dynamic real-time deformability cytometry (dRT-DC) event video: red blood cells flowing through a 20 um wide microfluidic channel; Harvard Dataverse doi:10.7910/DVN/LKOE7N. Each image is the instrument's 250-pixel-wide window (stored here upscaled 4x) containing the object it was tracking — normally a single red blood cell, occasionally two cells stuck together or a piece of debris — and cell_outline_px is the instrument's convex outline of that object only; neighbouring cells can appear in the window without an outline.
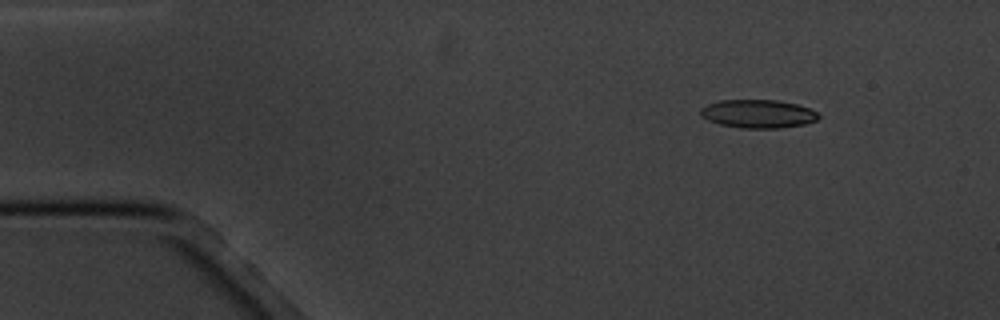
{"species": "common noctule bat (a hibernating species)", "species_latin": "Nyctalus noctula", "temperature_condition": "cold", "stored_images_in_passage": 5, "segment_of_instrument_passage": [1, 2], "camera_frame_rate_fps": 3000, "um_per_image_px": 0.085, "animal": {"sex": "male", "body_mass_g": 20.1, "forearm_length_mm": 53.5}, "frame": {"image": 1, "passage_image": 2, "time_ms": 1.333, "image_size_px": [1000, 320], "cell_outline_px": [[820, 116], [816, 120], [804, 124], [780, 128], [740, 128], [720, 124], [708, 120], [700, 116], [700, 108], [708, 104], [720, 100], [776, 100], [796, 104], [808, 108], [816, 112]], "centroid_in_image_um": [64.4, 9.67], "position_along_channel_um": 20.6, "area_um2": 19.42}}
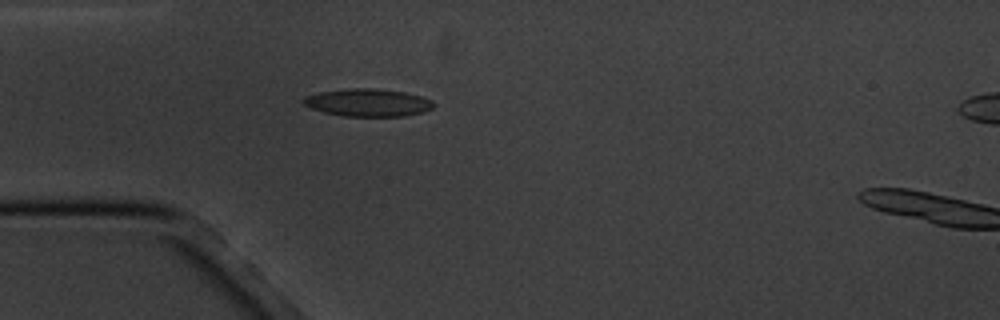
{"frame": {"image": 2, "passage_image": 4, "time_ms": 4.333, "image_size_px": [1000, 320], "cell_outline_px": [[436, 104], [432, 108], [424, 112], [404, 116], [344, 116], [324, 112], [312, 108], [304, 104], [300, 100], [304, 96], [320, 92], [348, 88], [372, 88], [404, 92], [420, 96], [432, 100]], "centroid_in_image_um": [31.27, 8.72], "position_along_channel_um": 53.7, "area_um2": 20.98}}